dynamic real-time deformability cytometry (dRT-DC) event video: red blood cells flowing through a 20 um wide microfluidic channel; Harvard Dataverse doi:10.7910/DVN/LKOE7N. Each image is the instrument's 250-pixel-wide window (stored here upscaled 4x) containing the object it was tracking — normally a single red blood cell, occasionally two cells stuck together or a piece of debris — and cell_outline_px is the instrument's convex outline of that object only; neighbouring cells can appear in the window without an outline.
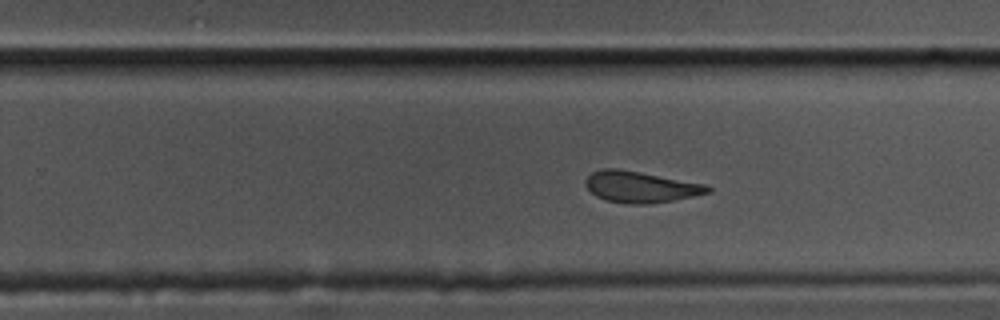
{"species": "common noctule bat (a hibernating species)", "species_latin": "Nyctalus noctula", "temperature_condition": "cold", "stored_images_in_passage": 43, "camera_frame_rate_fps": 3000, "um_per_image_px": 0.085, "animal": {"sex": "male", "body_mass_g": 17.5, "forearm_length_mm": 52.3}, "frame": {"image": 1, "passage_image": 20, "time_ms": 6.333, "image_size_px": [1000, 320], "cell_outline_px": [[712, 192], [672, 200], [648, 204], [628, 204], [604, 200], [596, 196], [584, 184], [584, 180], [592, 172], [600, 168], [616, 168], [708, 184], [712, 188]], "centroid_in_image_um": [54.44, 15.88], "position_along_channel_um": 275.4, "area_um2": 22.31}}
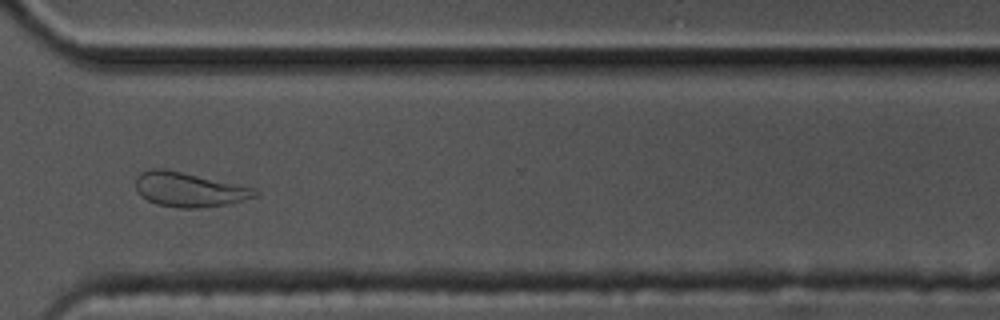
{"frame": {"image": 2, "passage_image": 27, "time_ms": 8.667, "image_size_px": [1000, 320], "cell_outline_px": [[260, 192], [256, 196], [228, 204], [196, 208], [180, 208], [156, 204], [140, 196], [136, 192], [136, 176], [140, 172], [152, 168], [164, 168], [256, 188]], "centroid_in_image_um": [16.04, 16.1], "position_along_channel_um": 354.6, "area_um2": 24.04}}
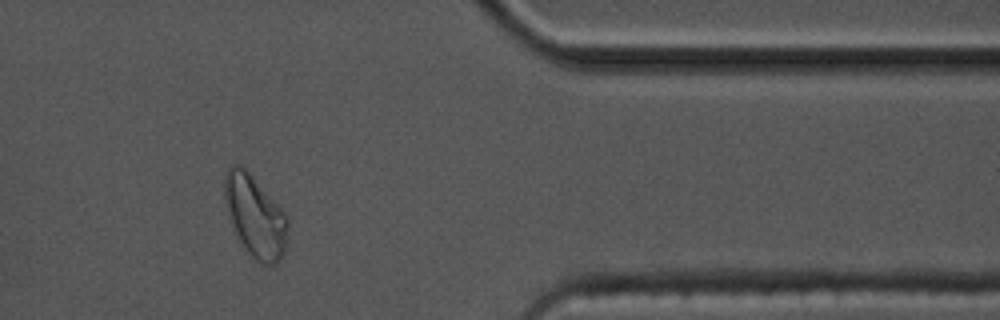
{"frame": {"image": 3, "passage_image": 32, "time_ms": 10.333, "image_size_px": [1000, 320], "cell_outline_px": [[288, 236], [284, 256], [276, 264], [260, 264], [248, 252], [240, 240], [228, 216], [224, 204], [224, 176], [228, 168], [232, 164], [240, 164], [252, 176], [284, 212], [288, 220]], "centroid_in_image_um": [21.68, 18.39], "position_along_channel_um": 389.7, "area_um2": 30.0}, "authors_computed_cell_mechanics": {"area_um2": 23.1778, "velocity_mm_per_s": 3.3805, "shape_relaxation_time_tau1_ms": 4.9288, "shape_relaxation_time_tau2_ms": 1.8599, "deformation_change_tau1": 0.1598, "deformation_change_tau2": 0.1039}}